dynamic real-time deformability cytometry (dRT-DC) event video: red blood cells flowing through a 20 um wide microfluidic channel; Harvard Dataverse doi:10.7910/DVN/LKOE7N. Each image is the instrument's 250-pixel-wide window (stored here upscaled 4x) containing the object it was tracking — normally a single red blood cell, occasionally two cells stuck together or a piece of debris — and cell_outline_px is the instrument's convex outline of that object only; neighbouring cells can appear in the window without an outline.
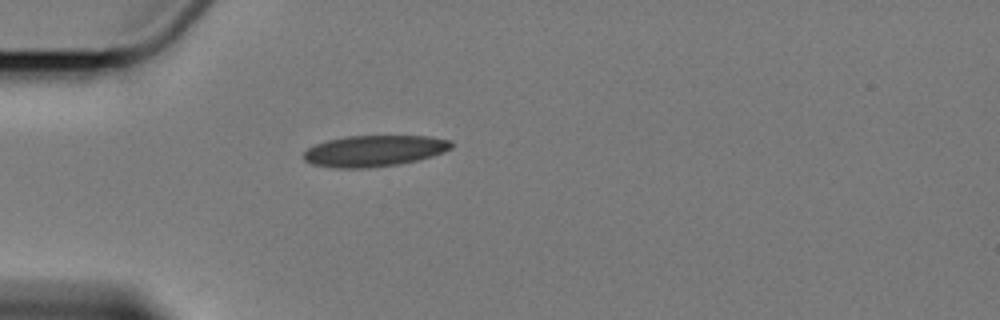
{"species": "Egyptian fruit bat (a non-hibernating species)", "species_latin": "Rousettus aegyptiacus", "temperature_condition": "cold", "stored_images_in_passage": 1, "camera_frame_rate_fps": 3000, "um_per_image_px": 0.085, "animal": {"sex": "female"}, "frame": {"image": 1, "passage_image": 1, "time_ms": 0.0, "image_size_px": [1000, 320], "cell_outline_px": [[452, 148], [444, 152], [432, 156], [416, 160], [396, 164], [368, 168], [332, 168], [312, 164], [304, 160], [304, 152], [308, 148], [316, 144], [328, 140], [344, 136], [428, 136], [452, 140]], "centroid_in_image_um": [31.8, 12.82], "position_along_channel_um": 53.2, "area_um2": 26.82}}